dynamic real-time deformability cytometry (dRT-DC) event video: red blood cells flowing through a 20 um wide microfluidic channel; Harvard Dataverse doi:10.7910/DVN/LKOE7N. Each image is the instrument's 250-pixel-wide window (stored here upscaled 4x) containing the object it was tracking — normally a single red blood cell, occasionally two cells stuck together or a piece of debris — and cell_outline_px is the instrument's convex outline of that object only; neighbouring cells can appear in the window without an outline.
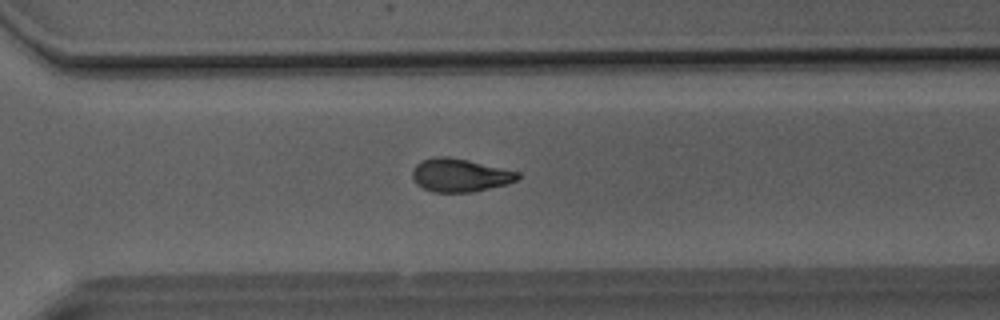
{"species": "Egyptian fruit bat (a non-hibernating species)", "species_latin": "Rousettus aegyptiacus", "temperature_condition": "room temperature", "stored_images_in_passage": 26, "camera_frame_rate_fps": 3000, "um_per_image_px": 0.085, "animal": {"sex": "male"}, "frame": {"image": 1, "passage_image": 22, "time_ms": 7.0, "image_size_px": [1000, 320], "cell_outline_px": [[520, 176], [516, 180], [508, 184], [472, 192], [432, 192], [416, 184], [412, 176], [412, 168], [420, 160], [436, 156], [448, 156], [468, 160], [520, 172]], "centroid_in_image_um": [39.07, 14.88], "position_along_channel_um": 331.5, "area_um2": 20.52}}